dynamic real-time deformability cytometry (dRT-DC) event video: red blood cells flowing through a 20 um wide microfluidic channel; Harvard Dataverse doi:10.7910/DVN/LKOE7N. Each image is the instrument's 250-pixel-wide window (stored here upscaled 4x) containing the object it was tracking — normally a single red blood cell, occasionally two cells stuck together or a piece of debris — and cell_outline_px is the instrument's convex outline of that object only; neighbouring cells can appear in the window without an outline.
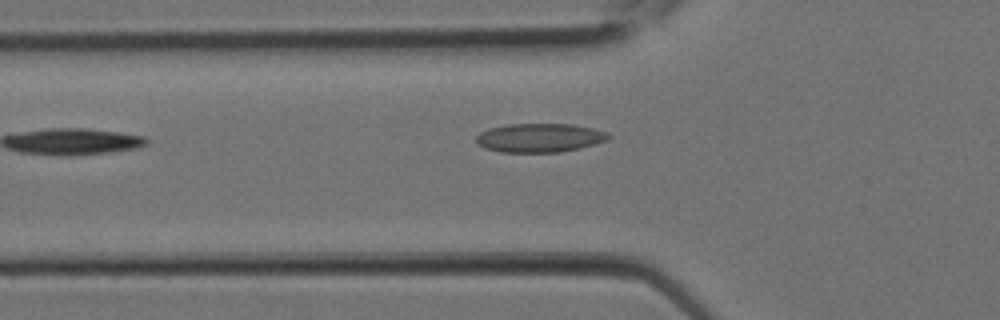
{"species": "Egyptian fruit bat (a non-hibernating species)", "species_latin": "Rousettus aegyptiacus", "temperature_condition": "room temperature", "stored_images_in_passage": 9, "camera_frame_rate_fps": 3000, "um_per_image_px": 0.085, "animal": {"sex": "female"}, "frame": {"image": 1, "passage_image": 9, "time_ms": 2.667, "image_size_px": [1000, 320], "cell_outline_px": [[612, 136], [608, 140], [596, 144], [580, 148], [560, 152], [500, 152], [484, 148], [476, 144], [476, 136], [480, 132], [492, 128], [508, 124], [572, 124], [592, 128], [608, 132]], "centroid_in_image_um": [45.89, 11.72], "position_along_channel_um": 79.9, "area_um2": 22.37}}